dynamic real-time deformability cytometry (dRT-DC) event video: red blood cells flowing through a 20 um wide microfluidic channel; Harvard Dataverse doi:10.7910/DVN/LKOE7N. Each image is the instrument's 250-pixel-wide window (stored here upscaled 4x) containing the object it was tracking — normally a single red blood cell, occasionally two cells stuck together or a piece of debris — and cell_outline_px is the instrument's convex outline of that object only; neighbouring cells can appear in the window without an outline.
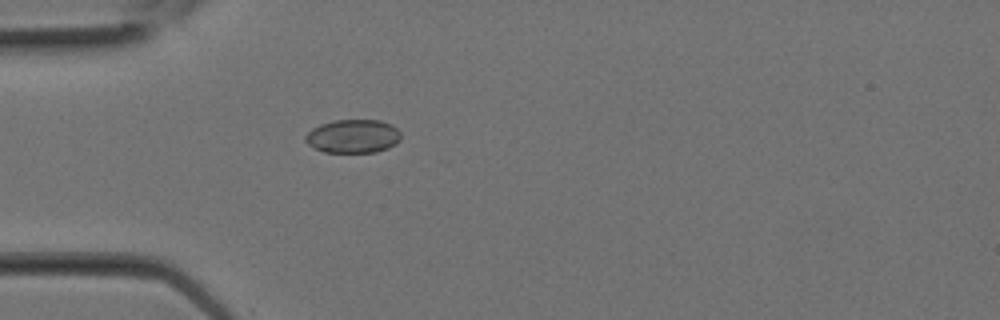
{"species": "Egyptian fruit bat (a non-hibernating species)", "species_latin": "Rousettus aegyptiacus", "temperature_condition": "room temperature", "stored_images_in_passage": 12, "camera_frame_rate_fps": 3000, "um_per_image_px": 0.085, "animal": {"sex": "female"}, "frame": {"image": 1, "passage_image": 8, "time_ms": 2.333, "image_size_px": [1000, 320], "cell_outline_px": [[400, 140], [396, 144], [388, 148], [376, 152], [324, 152], [308, 144], [304, 140], [304, 136], [312, 128], [320, 124], [332, 120], [380, 120], [392, 124], [400, 132]], "centroid_in_image_um": [30.01, 11.57], "position_along_channel_um": 55.0, "area_um2": 18.79}}
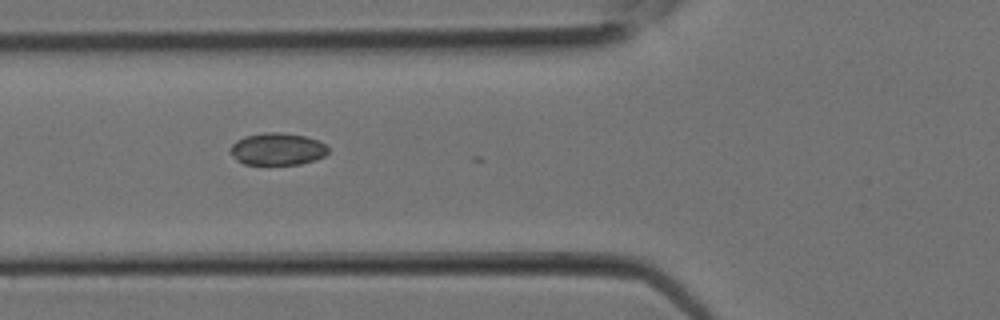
{"frame": {"image": 2, "passage_image": 10, "time_ms": 3.0, "image_size_px": [1000, 320], "cell_outline_px": [[328, 152], [324, 156], [316, 160], [300, 164], [244, 164], [236, 160], [232, 152], [232, 144], [236, 140], [244, 136], [264, 132], [280, 132], [304, 136], [316, 140], [324, 144], [328, 148]], "centroid_in_image_um": [23.58, 12.66], "position_along_channel_um": 102.2, "area_um2": 18.21}}